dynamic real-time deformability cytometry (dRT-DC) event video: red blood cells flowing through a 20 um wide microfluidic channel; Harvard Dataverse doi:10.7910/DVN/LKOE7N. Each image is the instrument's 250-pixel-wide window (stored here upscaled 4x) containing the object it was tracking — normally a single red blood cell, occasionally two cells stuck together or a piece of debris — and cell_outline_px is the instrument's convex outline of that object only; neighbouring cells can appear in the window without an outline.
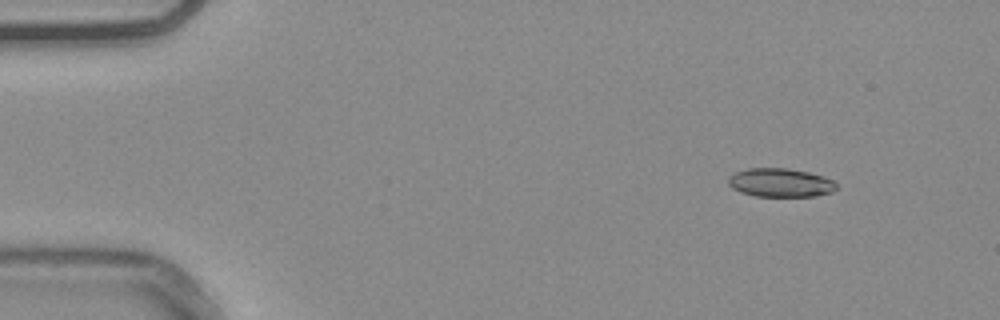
{"species": "common noctule bat (a hibernating species)", "species_latin": "Nyctalus noctula", "temperature_condition": "warm", "stored_images_in_passage": 49, "camera_frame_rate_fps": 3000, "um_per_image_px": 0.085, "animal": {"sex": "male", "body_mass_g": 20.4}, "frame": {"image": 1, "passage_image": 1, "time_ms": 0.0, "image_size_px": [1000, 320], "cell_outline_px": [[836, 188], [832, 192], [816, 196], [756, 196], [740, 192], [732, 188], [728, 184], [728, 176], [736, 172], [748, 168], [788, 168], [808, 172], [824, 176], [832, 180], [836, 184]], "centroid_in_image_um": [66.32, 15.52], "position_along_channel_um": 18.7, "area_um2": 18.09}}
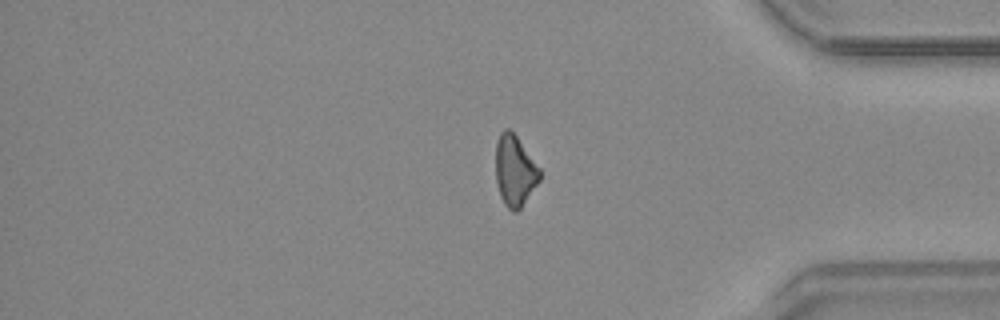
{"frame": {"image": 2, "passage_image": 40, "time_ms": 13.0, "image_size_px": [1000, 320], "cell_outline_px": [[540, 180], [520, 208], [516, 212], [512, 212], [504, 204], [500, 196], [496, 180], [496, 144], [500, 132], [504, 128], [508, 128], [516, 136], [540, 168]], "centroid_in_image_um": [43.74, 14.52], "position_along_channel_um": 391.5, "area_um2": 18.03}}
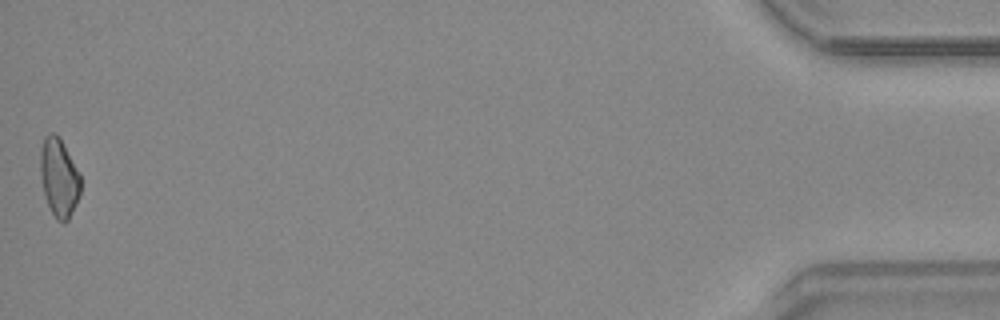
{"frame": {"image": 3, "passage_image": 49, "time_ms": 16.0, "image_size_px": [1000, 320], "cell_outline_px": [[80, 192], [76, 204], [68, 220], [64, 224], [56, 220], [44, 196], [40, 176], [40, 148], [44, 136], [48, 132], [56, 132], [60, 136], [80, 172]], "centroid_in_image_um": [5.01, 15.04], "position_along_channel_um": 430.2, "area_um2": 18.9}, "authors_computed_cell_mechanics": {"area_um2": 18.6694, "velocity_mm_per_s": 3.7755, "shape_relaxation_time_tau1_ms": 5.4592, "shape_relaxation_time_tau2_ms": null, "deformation_change_tau1": 0.1533, "deformation_change_tau2": null}}